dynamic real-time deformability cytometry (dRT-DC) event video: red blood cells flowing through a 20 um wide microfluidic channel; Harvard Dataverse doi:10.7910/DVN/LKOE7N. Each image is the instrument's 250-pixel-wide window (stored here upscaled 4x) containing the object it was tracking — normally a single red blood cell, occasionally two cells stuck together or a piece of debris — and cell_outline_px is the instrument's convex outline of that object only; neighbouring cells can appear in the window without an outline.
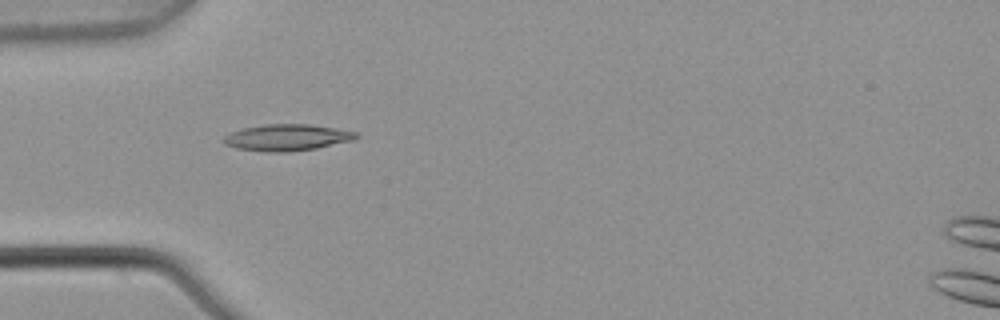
{"species": "common noctule bat (a hibernating species)", "species_latin": "Nyctalus noctula", "temperature_condition": "warm", "stored_images_in_passage": 4, "camera_frame_rate_fps": 3000, "um_per_image_px": 0.085, "animal": {"sex": "male", "body_mass_g": 21.5, "forearm_length_mm": 52.0}, "frame": {"image": 1, "passage_image": 2, "time_ms": 0.333, "image_size_px": [1000, 320], "cell_outline_px": [[360, 136], [356, 140], [316, 148], [288, 152], [268, 152], [236, 148], [224, 144], [224, 136], [232, 132], [244, 128], [264, 124], [308, 124], [336, 128], [360, 132]], "centroid_in_image_um": [24.47, 11.69], "position_along_channel_um": 60.5, "area_um2": 20.58}}
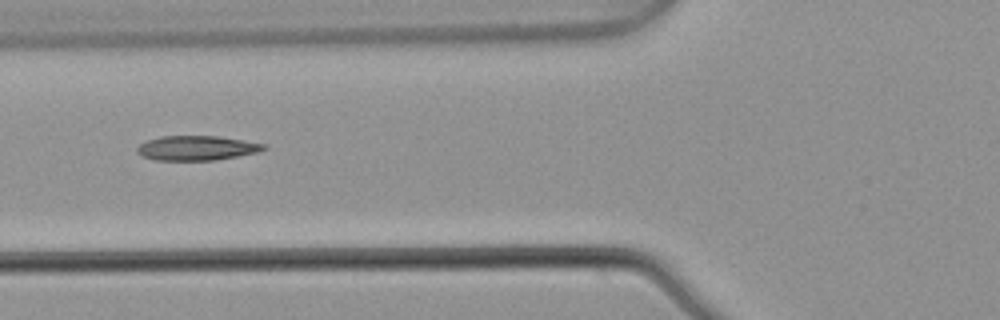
{"frame": {"image": 2, "passage_image": 3, "time_ms": 0.667, "image_size_px": [1000, 320], "cell_outline_px": [[268, 148], [256, 152], [216, 160], [156, 160], [144, 156], [136, 152], [136, 148], [140, 144], [148, 140], [160, 136], [220, 136], [244, 140], [264, 144]], "centroid_in_image_um": [16.71, 12.57], "position_along_channel_um": 109.1, "area_um2": 18.03}}
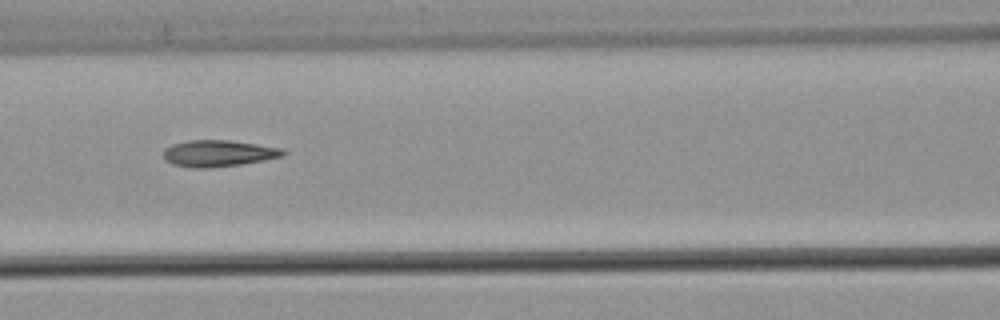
{"frame": {"image": 3, "passage_image": 4, "time_ms": 1.0, "image_size_px": [1000, 320], "cell_outline_px": [[288, 152], [284, 156], [264, 160], [240, 164], [204, 168], [192, 168], [172, 164], [164, 160], [164, 148], [172, 144], [188, 140], [232, 140], [284, 148]], "centroid_in_image_um": [18.59, 13.02], "position_along_channel_um": 148.0, "area_um2": 18.67}}